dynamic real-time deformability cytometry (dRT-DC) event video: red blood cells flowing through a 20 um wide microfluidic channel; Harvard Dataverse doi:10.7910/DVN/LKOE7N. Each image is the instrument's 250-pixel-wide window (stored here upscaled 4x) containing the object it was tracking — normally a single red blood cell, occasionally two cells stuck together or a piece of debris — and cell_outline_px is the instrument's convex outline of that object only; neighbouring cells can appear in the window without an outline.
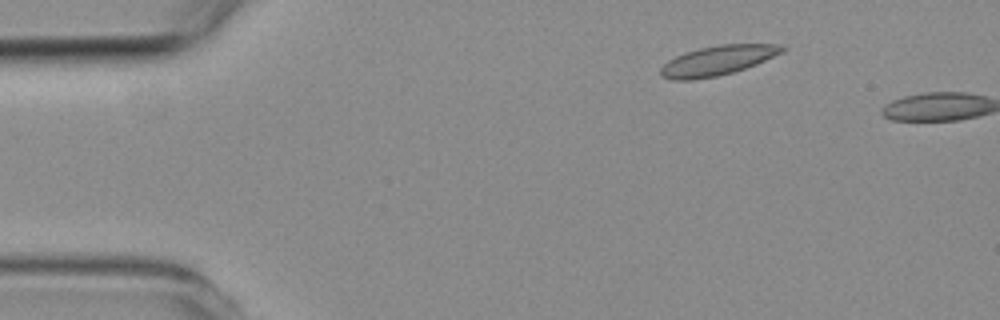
{"species": "common noctule bat (a hibernating species)", "species_latin": "Nyctalus noctula", "temperature_condition": "room temperature", "stored_images_in_passage": 3, "camera_frame_rate_fps": 3000, "um_per_image_px": 0.085, "animal": {"sex": "female", "body_mass_g": 19.3, "forearm_length_mm": 54.1}, "frame": {"image": 1, "passage_image": 2, "time_ms": 1.0, "image_size_px": [1000, 320], "cell_outline_px": [[788, 48], [756, 64], [732, 72], [716, 76], [692, 80], [672, 80], [664, 76], [660, 72], [660, 68], [668, 60], [676, 56], [700, 48], [720, 44], [784, 44]], "centroid_in_image_um": [61.0, 5.13], "position_along_channel_um": 24.0, "area_um2": 20.63}}